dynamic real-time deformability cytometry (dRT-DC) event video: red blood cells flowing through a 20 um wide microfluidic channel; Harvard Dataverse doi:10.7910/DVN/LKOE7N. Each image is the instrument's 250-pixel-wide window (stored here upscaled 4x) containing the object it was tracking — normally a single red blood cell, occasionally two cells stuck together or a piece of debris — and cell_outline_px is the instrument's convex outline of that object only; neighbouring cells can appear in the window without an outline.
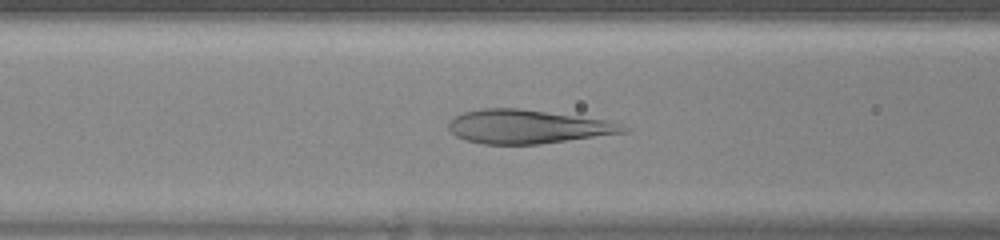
{"species": "human", "species_latin": "Homo sapiens", "temperature_condition": "warm", "stored_images_in_passage": 28, "camera_frame_rate_fps": 3000, "um_per_image_px": 0.085, "donor": {"sex": "female"}, "frame": {"image": 1, "passage_image": 7, "time_ms": 2.0, "image_size_px": [1000, 240], "cell_outline_px": [[632, 128], [628, 132], [540, 144], [484, 144], [468, 140], [456, 136], [448, 128], [448, 124], [456, 116], [464, 112], [484, 108], [520, 108], [612, 120]], "centroid_in_image_um": [44.94, 10.76], "position_along_channel_um": 121.7, "area_um2": 34.56}}
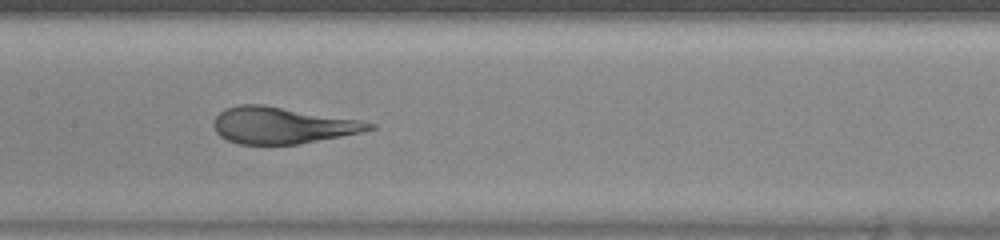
{"frame": {"image": 2, "passage_image": 11, "time_ms": 3.333, "image_size_px": [1000, 240], "cell_outline_px": [[376, 128], [360, 132], [340, 136], [296, 144], [240, 144], [228, 140], [220, 136], [216, 132], [212, 124], [216, 116], [224, 108], [240, 104], [264, 104], [364, 120], [376, 124]], "centroid_in_image_um": [23.99, 10.63], "position_along_channel_um": 183.4, "area_um2": 33.29}}
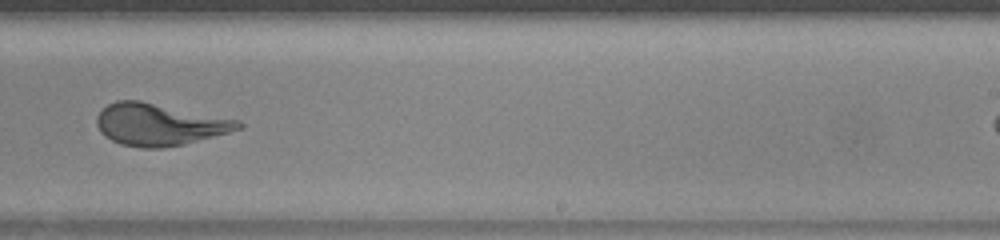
{"frame": {"image": 3, "passage_image": 17, "time_ms": 5.333, "image_size_px": [1000, 240], "cell_outline_px": [[244, 128], [184, 144], [160, 148], [144, 148], [120, 144], [104, 136], [100, 132], [96, 124], [96, 116], [108, 104], [116, 100], [140, 100], [240, 120], [244, 124]], "centroid_in_image_um": [13.54, 10.57], "position_along_channel_um": 275.5, "area_um2": 34.68}}